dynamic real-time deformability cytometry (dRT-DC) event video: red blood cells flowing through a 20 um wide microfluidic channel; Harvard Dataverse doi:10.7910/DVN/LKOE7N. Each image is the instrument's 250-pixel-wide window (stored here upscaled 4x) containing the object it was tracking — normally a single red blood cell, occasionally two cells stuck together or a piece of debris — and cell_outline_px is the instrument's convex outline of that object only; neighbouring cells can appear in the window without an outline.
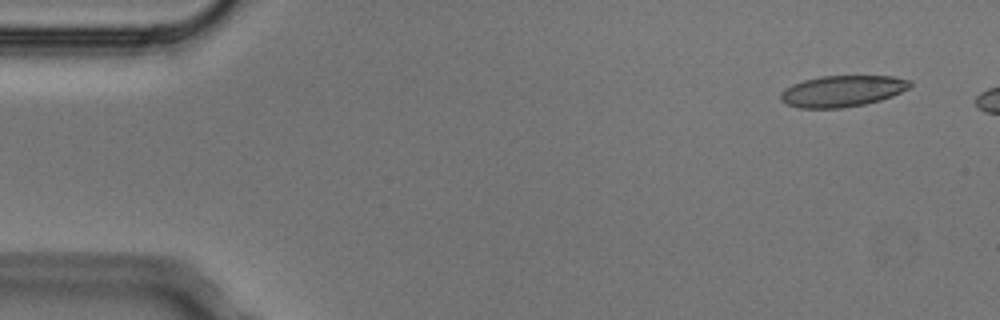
{"species": "Egyptian fruit bat (a non-hibernating species)", "species_latin": "Rousettus aegyptiacus", "temperature_condition": "cold", "stored_images_in_passage": 2, "camera_frame_rate_fps": 3000, "um_per_image_px": 0.085, "animal": {"sex": "male"}, "frame": {"image": 1, "passage_image": 1, "time_ms": 0.0, "image_size_px": [1000, 320], "cell_outline_px": [[912, 84], [908, 88], [892, 96], [880, 100], [864, 104], [840, 108], [800, 108], [788, 104], [780, 100], [780, 92], [784, 88], [792, 84], [804, 80], [820, 76], [892, 76], [912, 80]], "centroid_in_image_um": [71.58, 7.73], "position_along_channel_um": 13.4, "area_um2": 23.58}}